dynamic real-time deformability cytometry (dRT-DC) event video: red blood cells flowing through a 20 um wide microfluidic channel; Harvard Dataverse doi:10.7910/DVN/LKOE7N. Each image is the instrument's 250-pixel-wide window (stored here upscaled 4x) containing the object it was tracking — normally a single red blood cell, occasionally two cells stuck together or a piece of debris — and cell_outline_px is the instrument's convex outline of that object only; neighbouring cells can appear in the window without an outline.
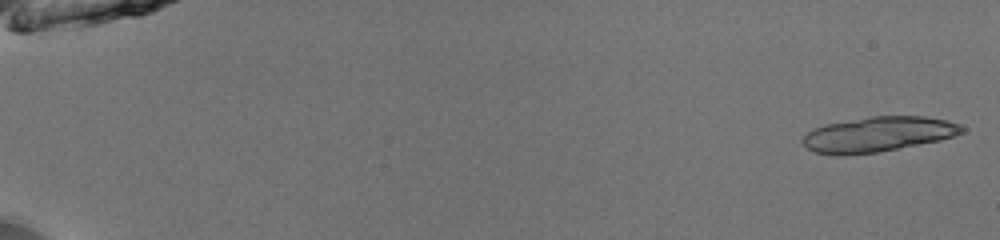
{"species": "common noctule bat (a hibernating species)", "species_latin": "Nyctalus noctula", "temperature_condition": "room temperature", "stored_images_in_passage": 17, "camera_frame_rate_fps": 3000, "um_per_image_px": 0.085, "animal": {"sex": "male", "body_mass_g": 13.0, "forearm_length_mm": 53.1}, "frame": {"image": 1, "passage_image": 1, "time_ms": 0.0, "image_size_px": [1000, 240], "cell_outline_px": [[968, 128], [964, 132], [940, 140], [876, 152], [816, 152], [808, 148], [800, 140], [812, 128], [824, 124], [872, 116], [924, 116], [948, 120], [960, 124]], "centroid_in_image_um": [74.72, 11.36], "position_along_channel_um": 10.3, "area_um2": 31.67}}